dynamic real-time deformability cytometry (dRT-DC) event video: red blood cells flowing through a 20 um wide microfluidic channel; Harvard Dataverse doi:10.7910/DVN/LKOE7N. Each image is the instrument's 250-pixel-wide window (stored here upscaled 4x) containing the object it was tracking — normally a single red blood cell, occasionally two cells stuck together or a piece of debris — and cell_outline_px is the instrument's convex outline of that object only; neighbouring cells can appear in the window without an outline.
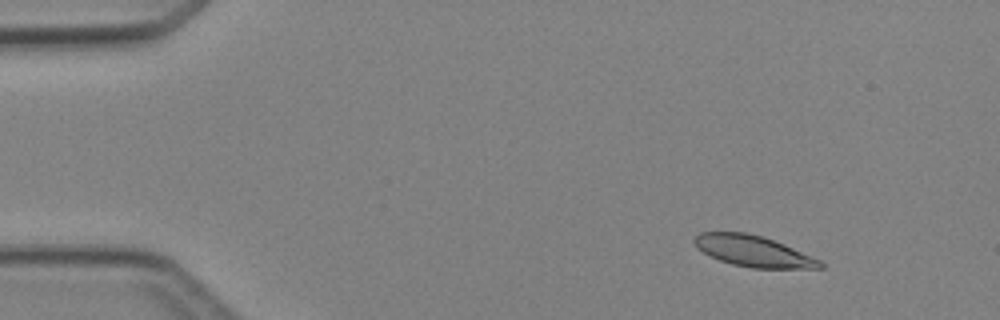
{"species": "Egyptian fruit bat (a non-hibernating species)", "species_latin": "Rousettus aegyptiacus", "temperature_condition": "cold", "stored_images_in_passage": 4, "camera_frame_rate_fps": 3000, "um_per_image_px": 0.085, "animal": {"sex": "female"}, "frame": {"image": 1, "passage_image": 2, "time_ms": 1.0, "image_size_px": [1000, 320], "cell_outline_px": [[824, 268], [752, 268], [732, 264], [720, 260], [704, 252], [692, 240], [700, 232], [744, 232], [764, 236], [784, 244], [820, 260], [824, 264]], "centroid_in_image_um": [64.05, 21.34], "position_along_channel_um": 20.9, "area_um2": 22.48}}